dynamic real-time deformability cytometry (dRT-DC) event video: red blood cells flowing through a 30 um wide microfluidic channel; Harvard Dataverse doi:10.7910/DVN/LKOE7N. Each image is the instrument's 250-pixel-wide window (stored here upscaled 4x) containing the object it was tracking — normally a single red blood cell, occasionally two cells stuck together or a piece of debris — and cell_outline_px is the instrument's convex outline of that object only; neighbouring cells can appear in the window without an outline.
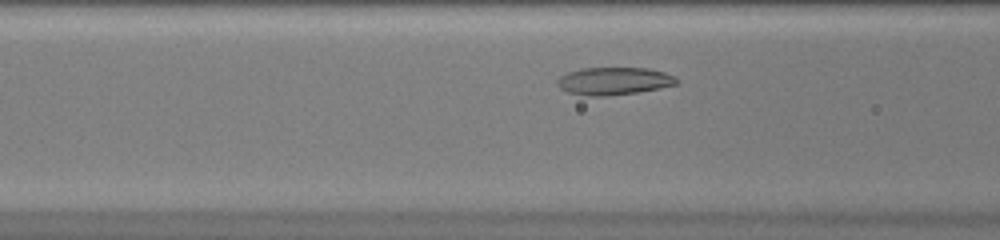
{"species": "common noctule bat (a hibernating species)", "species_latin": "Nyctalus noctula", "temperature_condition": "warm", "stored_images_in_passage": 29, "camera_frame_rate_fps": 3000, "um_per_image_px": 0.085, "animal": {"sex": "female", "body_mass_g": 20.0, "forearm_length_mm": 54.0}, "frame": {"image": 1, "passage_image": 7, "time_ms": 2.0, "image_size_px": [1000, 240], "cell_outline_px": [[680, 80], [676, 84], [660, 88], [636, 92], [604, 96], [592, 96], [568, 92], [560, 88], [556, 84], [556, 80], [560, 76], [568, 72], [580, 68], [648, 68], [664, 72], [676, 76]], "centroid_in_image_um": [52.19, 6.88], "position_along_channel_um": 114.4, "area_um2": 19.19}}
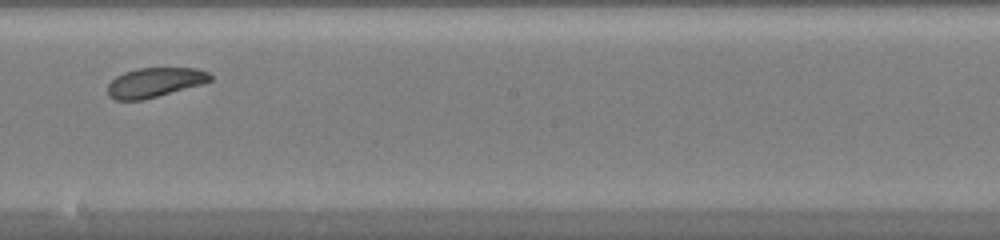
{"frame": {"image": 2, "passage_image": 16, "time_ms": 5.0, "image_size_px": [1000, 240], "cell_outline_px": [[212, 80], [204, 84], [140, 100], [116, 100], [108, 96], [108, 84], [116, 76], [124, 72], [140, 68], [196, 68], [208, 72], [212, 76]], "centroid_in_image_um": [13.17, 7.0], "position_along_channel_um": 235.0, "area_um2": 17.57}}
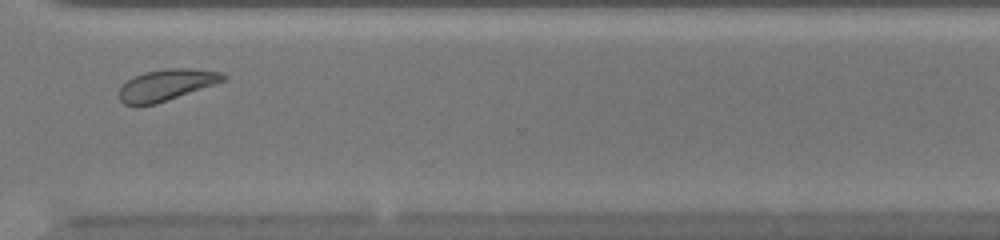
{"frame": {"image": 3, "passage_image": 25, "time_ms": 8.0, "image_size_px": [1000, 240], "cell_outline_px": [[228, 80], [156, 104], [136, 108], [124, 104], [120, 100], [120, 88], [132, 76], [144, 72], [168, 68], [192, 68], [220, 72], [228, 76]], "centroid_in_image_um": [14.15, 7.24], "position_along_channel_um": 356.5, "area_um2": 19.42}, "authors_computed_cell_mechanics": {"area_um2": 18.6694, "velocity_mm_per_s": 4.0347, "shape_relaxation_time_tau1_ms": 2.4051, "shape_relaxation_time_tau2_ms": 3.503, "deformation_change_tau1": 0.0968, "deformation_change_tau2": 0.0953}}